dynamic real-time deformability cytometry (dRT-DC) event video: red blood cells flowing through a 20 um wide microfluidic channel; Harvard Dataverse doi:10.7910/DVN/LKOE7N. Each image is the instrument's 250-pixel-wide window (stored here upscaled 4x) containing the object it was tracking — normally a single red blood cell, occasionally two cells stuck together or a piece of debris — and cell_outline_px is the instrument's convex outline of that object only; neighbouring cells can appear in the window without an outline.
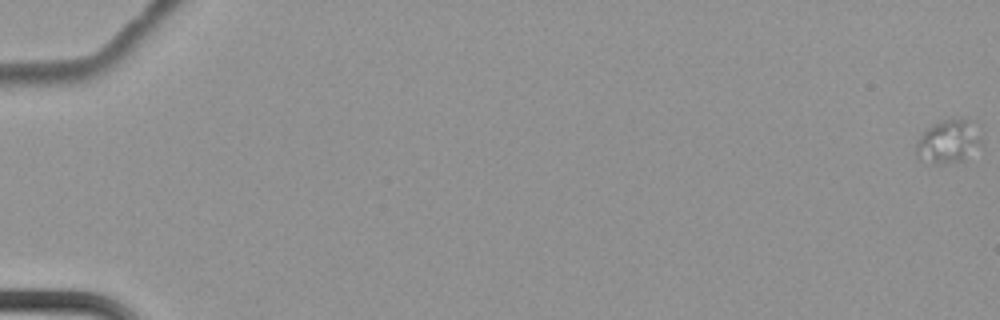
{"species": "common noctule bat (a hibernating species)", "species_latin": "Nyctalus noctula", "temperature_condition": "cold", "stored_images_in_passage": 8, "camera_frame_rate_fps": 3000, "um_per_image_px": 0.085, "animal": {"sex": "female", "body_mass_g": 22.7, "forearm_length_mm": 54.2}, "frame": {"image": 1, "passage_image": 1, "time_ms": 0.0, "image_size_px": [1000, 320], "cell_outline_px": [[984, 144], [960, 160], [936, 164], [932, 164], [916, 156], [916, 140], [932, 124], [944, 120], [968, 120]], "centroid_in_image_um": [80.55, 12.05], "position_along_channel_um": 4.5, "area_um2": 15.78}}
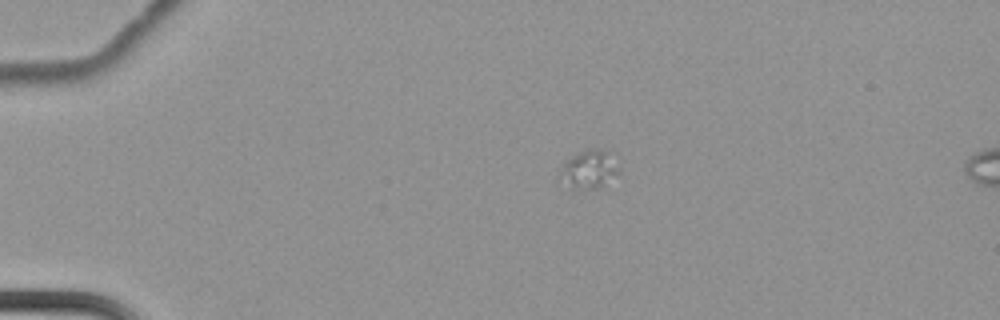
{"frame": {"image": 2, "passage_image": 6, "time_ms": 1.667, "image_size_px": [1000, 320], "cell_outline_px": [[620, 176], [596, 188], [572, 188], [560, 172], [560, 168], [572, 156], [580, 152], [596, 148], [600, 148], [616, 152], [620, 156]], "centroid_in_image_um": [50.29, 14.32], "position_along_channel_um": 34.7, "area_um2": 13.41}}